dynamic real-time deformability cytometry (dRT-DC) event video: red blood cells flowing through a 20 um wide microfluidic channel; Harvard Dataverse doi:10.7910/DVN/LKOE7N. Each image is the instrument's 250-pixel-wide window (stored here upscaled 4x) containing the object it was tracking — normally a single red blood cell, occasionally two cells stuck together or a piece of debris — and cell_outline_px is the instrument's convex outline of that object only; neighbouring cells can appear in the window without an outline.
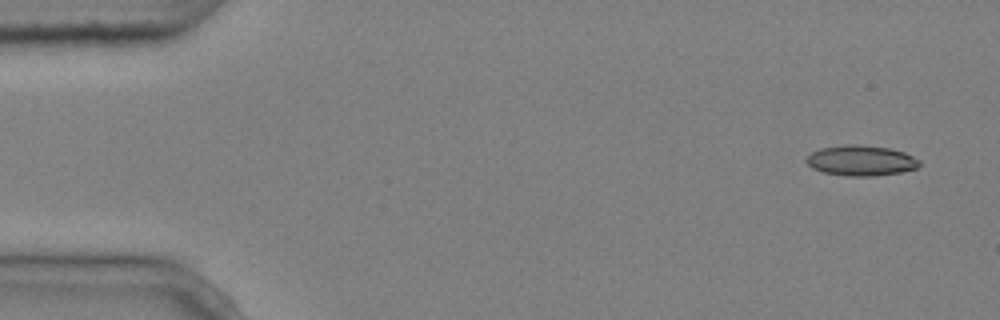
{"species": "common noctule bat (a hibernating species)", "species_latin": "Nyctalus noctula", "temperature_condition": "cold", "stored_images_in_passage": 5, "camera_frame_rate_fps": 3000, "um_per_image_px": 0.085, "animal": {"sex": "male", "body_mass_g": 20.4}, "frame": {"image": 1, "passage_image": 1, "time_ms": 0.0, "image_size_px": [1000, 320], "cell_outline_px": [[920, 164], [916, 168], [900, 172], [872, 176], [848, 176], [824, 172], [812, 168], [804, 160], [812, 152], [820, 148], [844, 144], [856, 144], [888, 148], [904, 152], [920, 160]], "centroid_in_image_um": [73.16, 13.64], "position_along_channel_um": 11.8, "area_um2": 19.94}}
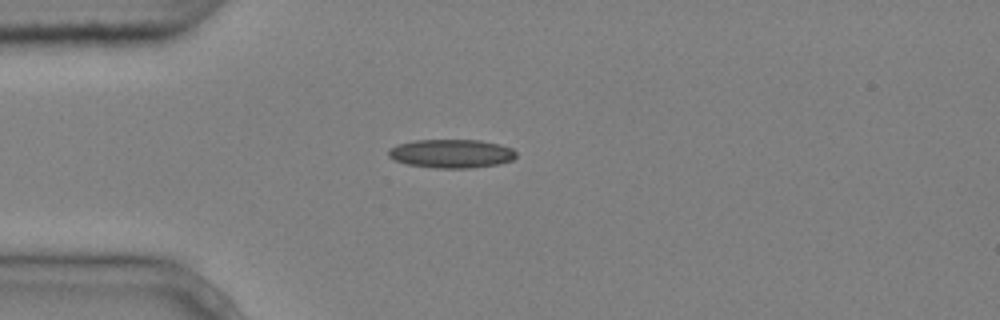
{"frame": {"image": 2, "passage_image": 4, "time_ms": 1.0, "image_size_px": [1000, 320], "cell_outline_px": [[516, 156], [512, 160], [500, 164], [472, 168], [432, 168], [408, 164], [396, 160], [388, 156], [388, 148], [400, 144], [416, 140], [480, 140], [500, 144], [512, 148], [516, 152]], "centroid_in_image_um": [38.4, 13.06], "position_along_channel_um": 46.6, "area_um2": 21.39}}